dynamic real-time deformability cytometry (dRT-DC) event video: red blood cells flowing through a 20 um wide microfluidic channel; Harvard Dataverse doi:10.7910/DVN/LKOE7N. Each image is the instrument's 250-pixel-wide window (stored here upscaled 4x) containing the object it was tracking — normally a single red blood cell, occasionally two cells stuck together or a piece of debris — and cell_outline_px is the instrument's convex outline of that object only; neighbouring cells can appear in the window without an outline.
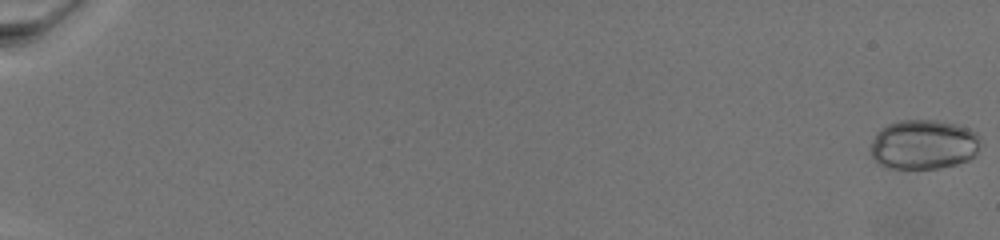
{"species": "common noctule bat (a hibernating species)", "species_latin": "Nyctalus noctula", "temperature_condition": "warm", "stored_images_in_passage": 38, "camera_frame_rate_fps": 3000, "um_per_image_px": 0.085, "animal": {"sex": "female", "body_mass_g": 19.5, "forearm_length_mm": 54.1}, "frame": {"image": 1, "passage_image": 1, "time_ms": 0.0, "image_size_px": [1000, 240], "cell_outline_px": [[980, 144], [976, 152], [968, 160], [956, 164], [940, 168], [884, 168], [872, 156], [872, 140], [876, 132], [880, 128], [888, 124], [900, 120], [936, 120], [956, 124], [968, 128], [976, 132], [980, 136]], "centroid_in_image_um": [78.51, 12.27], "position_along_channel_um": 6.5, "area_um2": 31.85}}
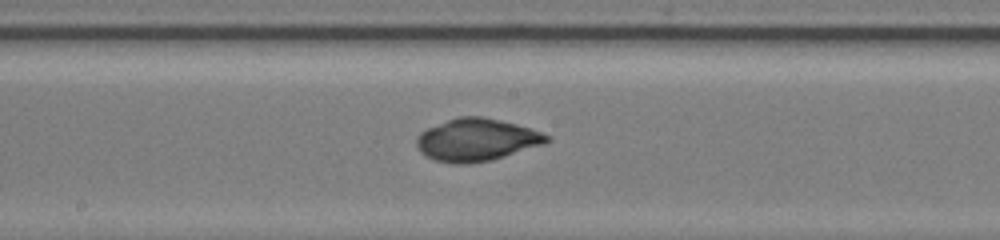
{"frame": {"image": 2, "passage_image": 24, "time_ms": 14.333, "image_size_px": [1000, 240], "cell_outline_px": [[552, 140], [544, 144], [492, 160], [472, 164], [452, 164], [436, 160], [424, 156], [416, 148], [416, 136], [420, 132], [428, 128], [448, 120], [460, 116], [480, 116], [516, 124], [540, 132], [548, 136]], "centroid_in_image_um": [40.47, 11.91], "position_along_channel_um": 207.7, "area_um2": 32.19}}
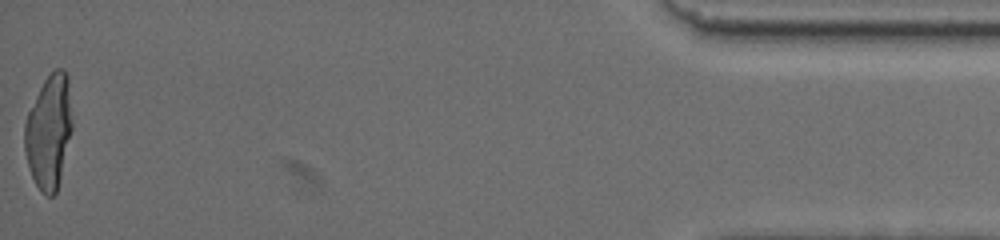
{"frame": {"image": 3, "passage_image": 38, "time_ms": 24.333, "image_size_px": [1000, 240], "cell_outline_px": [[72, 128], [56, 192], [52, 196], [44, 196], [40, 192], [32, 176], [28, 164], [24, 148], [24, 124], [28, 112], [44, 80], [56, 68], [64, 68], [68, 76], [72, 120]], "centroid_in_image_um": [4.15, 11.18], "position_along_channel_um": 431.1, "area_um2": 31.33}}